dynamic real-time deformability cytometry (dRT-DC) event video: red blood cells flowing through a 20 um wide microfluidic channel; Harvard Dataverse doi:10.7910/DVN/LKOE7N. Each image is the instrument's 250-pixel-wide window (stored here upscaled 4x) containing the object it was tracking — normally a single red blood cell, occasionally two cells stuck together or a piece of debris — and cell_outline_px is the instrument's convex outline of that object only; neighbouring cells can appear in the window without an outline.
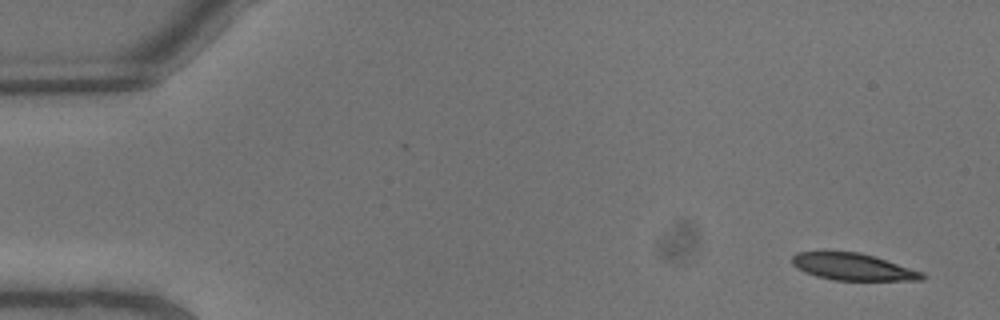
{"species": "common noctule bat (a hibernating species)", "species_latin": "Nyctalus noctula", "temperature_condition": "warm", "stored_images_in_passage": 6, "camera_frame_rate_fps": 3000, "um_per_image_px": 0.085, "animal": {"sex": "male", "body_mass_g": 13.3}, "frame": {"image": 1, "passage_image": 1, "time_ms": 0.0, "image_size_px": [1000, 320], "cell_outline_px": [[928, 276], [924, 280], [832, 280], [816, 276], [804, 272], [796, 268], [792, 264], [792, 256], [796, 252], [860, 252], [924, 272]], "centroid_in_image_um": [72.51, 22.69], "position_along_channel_um": 12.5, "area_um2": 20.4}}